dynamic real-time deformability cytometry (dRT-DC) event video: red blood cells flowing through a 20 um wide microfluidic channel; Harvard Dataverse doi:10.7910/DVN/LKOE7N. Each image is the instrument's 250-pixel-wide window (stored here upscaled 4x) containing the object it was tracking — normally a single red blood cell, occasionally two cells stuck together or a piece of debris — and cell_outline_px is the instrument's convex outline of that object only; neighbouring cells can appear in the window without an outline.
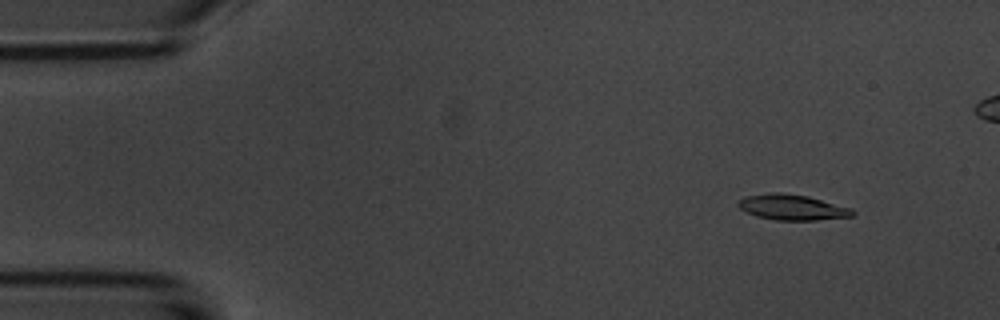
{"species": "common noctule bat (a hibernating species)", "species_latin": "Nyctalus noctula", "temperature_condition": "room temperature", "stored_images_in_passage": 52, "camera_frame_rate_fps": 3000, "um_per_image_px": 0.085, "animal": {"sex": "male", "body_mass_g": 20.1, "forearm_length_mm": 53.5}, "frame": {"image": 1, "passage_image": 2, "time_ms": 0.333, "image_size_px": [1000, 320], "cell_outline_px": [[856, 212], [852, 216], [816, 220], [776, 220], [756, 216], [740, 208], [736, 204], [744, 196], [772, 192], [780, 192], [808, 196], [852, 208]], "centroid_in_image_um": [67.34, 17.61], "position_along_channel_um": 17.7, "area_um2": 16.99}}
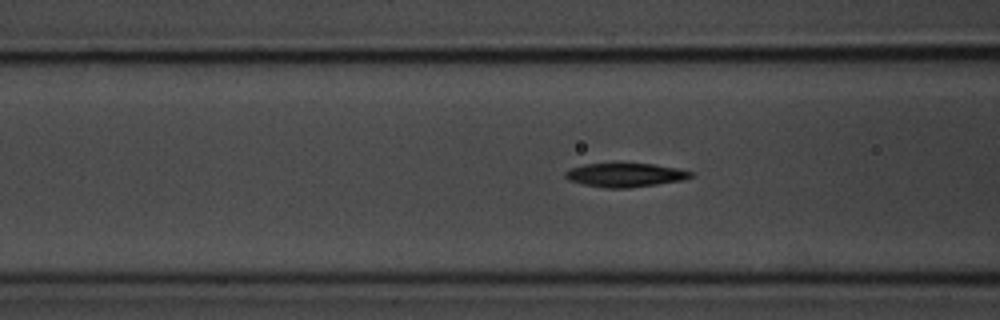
{"frame": {"image": 2, "passage_image": 17, "time_ms": 5.333, "image_size_px": [1000, 320], "cell_outline_px": [[692, 176], [680, 180], [656, 184], [628, 188], [604, 188], [584, 184], [568, 180], [564, 176], [564, 172], [568, 168], [584, 164], [656, 164], [676, 168], [692, 172]], "centroid_in_image_um": [53.07, 14.87], "position_along_channel_um": 113.5, "area_um2": 17.22}}
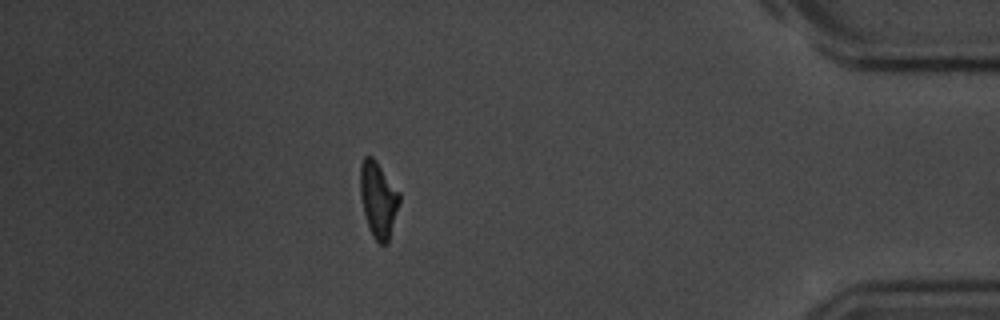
{"frame": {"image": 3, "passage_image": 44, "time_ms": 14.333, "image_size_px": [1000, 320], "cell_outline_px": [[400, 200], [388, 244], [380, 244], [372, 236], [364, 212], [360, 196], [360, 164], [364, 156], [372, 156], [376, 160], [400, 192]], "centroid_in_image_um": [32.15, 16.94], "position_along_channel_um": 403.0, "area_um2": 17.34}, "authors_computed_cell_mechanics": {"area_um2": 17.4556, "velocity_mm_per_s": 3.7173, "shape_relaxation_time_tau1_ms": 4.3075, "shape_relaxation_time_tau2_ms": 3.6548, "deformation_change_tau1": 0.1862, "deformation_change_tau2": 0.1131}}